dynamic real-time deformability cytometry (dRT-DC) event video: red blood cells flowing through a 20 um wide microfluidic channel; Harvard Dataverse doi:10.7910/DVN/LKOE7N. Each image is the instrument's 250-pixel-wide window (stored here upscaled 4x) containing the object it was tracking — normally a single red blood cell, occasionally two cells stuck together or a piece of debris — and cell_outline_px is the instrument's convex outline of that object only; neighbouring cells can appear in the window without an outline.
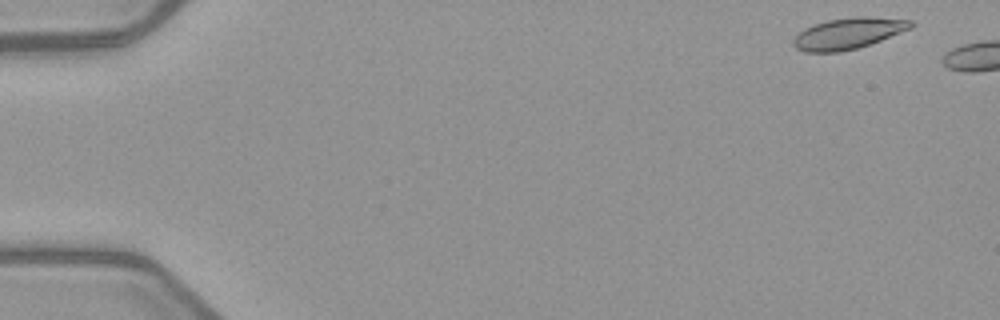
{"species": "common noctule bat (a hibernating species)", "species_latin": "Nyctalus noctula", "temperature_condition": "warm", "stored_images_in_passage": 5, "camera_frame_rate_fps": 3000, "um_per_image_px": 0.085, "animal": {"sex": "female", "body_mass_g": 21.9}, "frame": {"image": 1, "passage_image": 1, "time_ms": 0.0, "image_size_px": [1000, 320], "cell_outline_px": [[916, 24], [912, 28], [880, 40], [856, 48], [840, 52], [804, 52], [796, 48], [792, 44], [792, 40], [804, 28], [812, 24], [828, 20], [852, 16], [864, 16], [912, 20]], "centroid_in_image_um": [72.09, 2.83], "position_along_channel_um": 12.9, "area_um2": 21.39}}
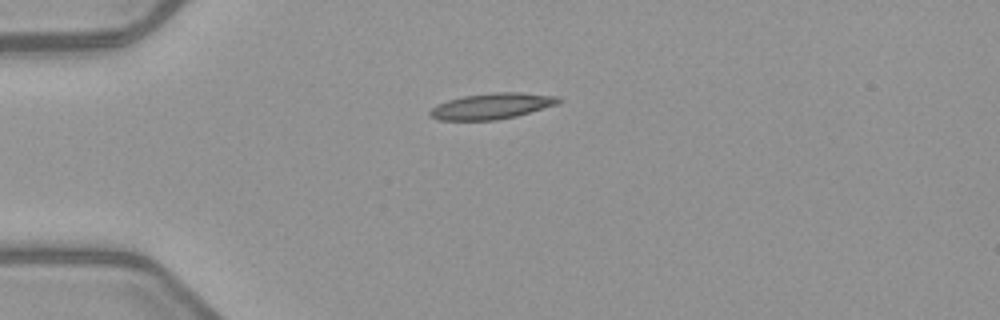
{"frame": {"image": 2, "passage_image": 5, "time_ms": 5.667, "image_size_px": [1000, 320], "cell_outline_px": [[560, 100], [556, 104], [516, 116], [496, 120], [440, 120], [432, 116], [428, 112], [436, 104], [448, 100], [464, 96], [496, 92], [520, 92], [560, 96]], "centroid_in_image_um": [41.79, 9.01], "position_along_channel_um": 43.2, "area_um2": 19.19}}